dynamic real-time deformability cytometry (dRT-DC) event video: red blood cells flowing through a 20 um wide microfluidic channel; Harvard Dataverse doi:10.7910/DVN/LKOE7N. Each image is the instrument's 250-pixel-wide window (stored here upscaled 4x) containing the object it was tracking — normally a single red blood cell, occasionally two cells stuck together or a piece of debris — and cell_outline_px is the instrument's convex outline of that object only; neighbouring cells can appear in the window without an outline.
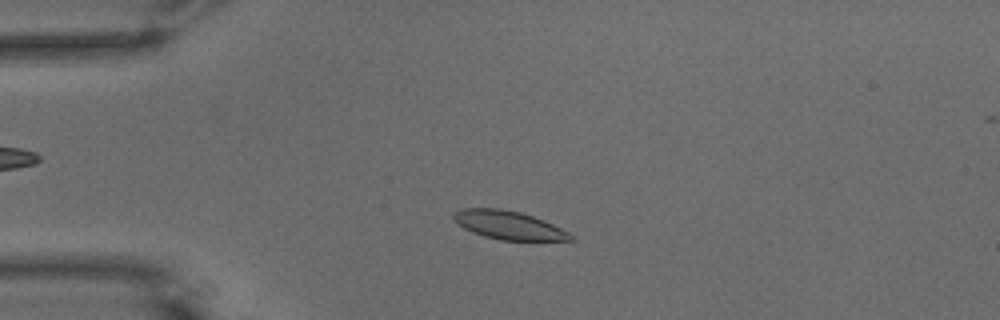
{"species": "common noctule bat (a hibernating species)", "species_latin": "Nyctalus noctula", "temperature_condition": "warm", "stored_images_in_passage": 53, "camera_frame_rate_fps": 3000, "um_per_image_px": 0.085, "animal": {"sex": "male", "body_mass_g": 15.6}, "frame": {"image": 1, "passage_image": 10, "time_ms": 3.0, "image_size_px": [1000, 320], "cell_outline_px": [[576, 240], [500, 240], [484, 236], [472, 232], [464, 228], [452, 220], [452, 212], [460, 208], [500, 208], [520, 212], [544, 220], [568, 232]], "centroid_in_image_um": [43.16, 19.12], "position_along_channel_um": 41.8, "area_um2": 19.42}}
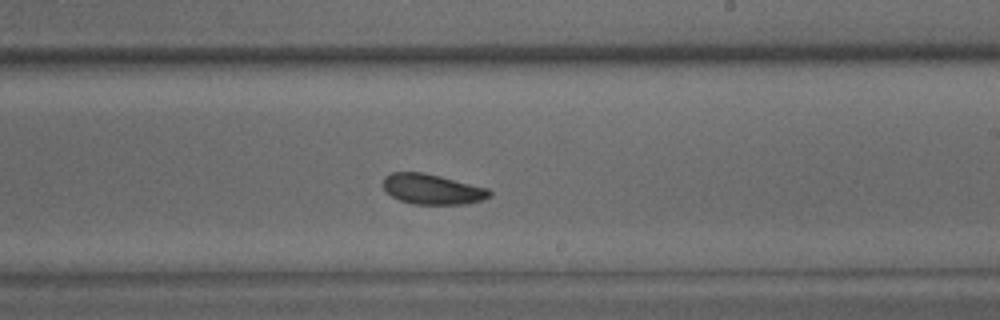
{"frame": {"image": 2, "passage_image": 30, "time_ms": 9.667, "image_size_px": [1000, 320], "cell_outline_px": [[492, 196], [484, 200], [468, 204], [412, 204], [400, 200], [392, 196], [384, 188], [384, 176], [392, 172], [424, 172], [488, 188], [492, 192]], "centroid_in_image_um": [36.79, 16.08], "position_along_channel_um": 252.2, "area_um2": 18.84}}
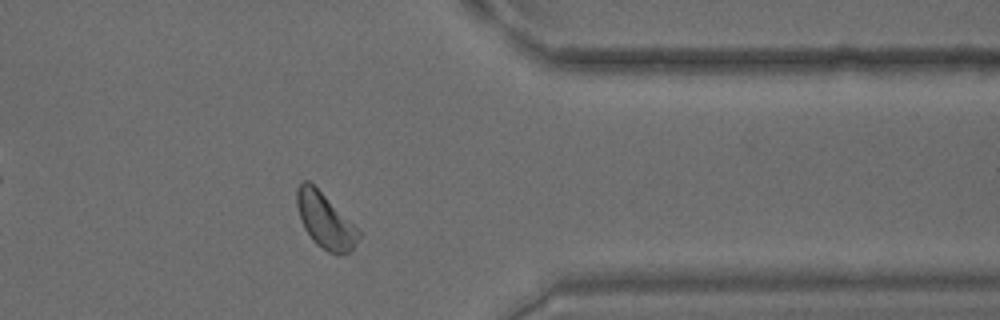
{"frame": {"image": 3, "passage_image": 42, "time_ms": 13.667, "image_size_px": [1000, 320], "cell_outline_px": [[360, 236], [352, 248], [348, 252], [340, 256], [336, 256], [328, 252], [316, 244], [312, 240], [304, 228], [296, 204], [296, 188], [300, 180], [308, 180], [360, 232]], "centroid_in_image_um": [27.59, 18.78], "position_along_channel_um": 383.8, "area_um2": 19.36}, "authors_computed_cell_mechanics": {"area_um2": 19.4786, "velocity_mm_per_s": 3.5725, "shape_relaxation_time_tau1_ms": 1.8205, "shape_relaxation_time_tau2_ms": null, "deformation_change_tau1": 0.0962, "deformation_change_tau2": null}}